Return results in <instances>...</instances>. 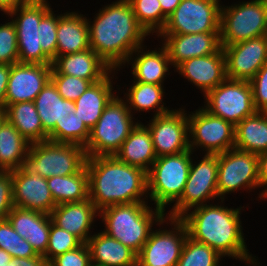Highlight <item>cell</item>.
<instances>
[{"instance_id": "obj_20", "label": "cell", "mask_w": 267, "mask_h": 266, "mask_svg": "<svg viewBox=\"0 0 267 266\" xmlns=\"http://www.w3.org/2000/svg\"><path fill=\"white\" fill-rule=\"evenodd\" d=\"M156 38L165 47L174 69L186 60L211 55L222 48L220 32L158 34Z\"/></svg>"}, {"instance_id": "obj_32", "label": "cell", "mask_w": 267, "mask_h": 266, "mask_svg": "<svg viewBox=\"0 0 267 266\" xmlns=\"http://www.w3.org/2000/svg\"><path fill=\"white\" fill-rule=\"evenodd\" d=\"M234 148L257 155L267 152V112L256 111L235 126Z\"/></svg>"}, {"instance_id": "obj_40", "label": "cell", "mask_w": 267, "mask_h": 266, "mask_svg": "<svg viewBox=\"0 0 267 266\" xmlns=\"http://www.w3.org/2000/svg\"><path fill=\"white\" fill-rule=\"evenodd\" d=\"M83 242L74 234L59 228L50 216V232L46 253L43 255L49 263L53 258L81 246Z\"/></svg>"}, {"instance_id": "obj_14", "label": "cell", "mask_w": 267, "mask_h": 266, "mask_svg": "<svg viewBox=\"0 0 267 266\" xmlns=\"http://www.w3.org/2000/svg\"><path fill=\"white\" fill-rule=\"evenodd\" d=\"M202 106L210 114L236 126L244 118L253 115L252 88L249 81L226 78L204 96Z\"/></svg>"}, {"instance_id": "obj_24", "label": "cell", "mask_w": 267, "mask_h": 266, "mask_svg": "<svg viewBox=\"0 0 267 266\" xmlns=\"http://www.w3.org/2000/svg\"><path fill=\"white\" fill-rule=\"evenodd\" d=\"M119 72L111 70L102 80L92 83L88 89L74 101V113L91 130L101 117L106 105L119 93L113 84H117ZM115 76V77H114ZM115 79V80H114ZM114 80V82H113ZM118 91V92H117Z\"/></svg>"}, {"instance_id": "obj_11", "label": "cell", "mask_w": 267, "mask_h": 266, "mask_svg": "<svg viewBox=\"0 0 267 266\" xmlns=\"http://www.w3.org/2000/svg\"><path fill=\"white\" fill-rule=\"evenodd\" d=\"M189 148L208 154H219L234 148L235 126L206 111L202 106L188 111Z\"/></svg>"}, {"instance_id": "obj_27", "label": "cell", "mask_w": 267, "mask_h": 266, "mask_svg": "<svg viewBox=\"0 0 267 266\" xmlns=\"http://www.w3.org/2000/svg\"><path fill=\"white\" fill-rule=\"evenodd\" d=\"M89 48V27L85 14L77 10L58 14L56 57Z\"/></svg>"}, {"instance_id": "obj_47", "label": "cell", "mask_w": 267, "mask_h": 266, "mask_svg": "<svg viewBox=\"0 0 267 266\" xmlns=\"http://www.w3.org/2000/svg\"><path fill=\"white\" fill-rule=\"evenodd\" d=\"M258 157V181L260 191L256 200H267V152L257 155ZM259 198V199H258Z\"/></svg>"}, {"instance_id": "obj_44", "label": "cell", "mask_w": 267, "mask_h": 266, "mask_svg": "<svg viewBox=\"0 0 267 266\" xmlns=\"http://www.w3.org/2000/svg\"><path fill=\"white\" fill-rule=\"evenodd\" d=\"M48 266H92L87 243L53 258Z\"/></svg>"}, {"instance_id": "obj_4", "label": "cell", "mask_w": 267, "mask_h": 266, "mask_svg": "<svg viewBox=\"0 0 267 266\" xmlns=\"http://www.w3.org/2000/svg\"><path fill=\"white\" fill-rule=\"evenodd\" d=\"M150 205L148 202H134L100 210L99 218L104 224L101 231L138 254L154 226L166 217L163 210Z\"/></svg>"}, {"instance_id": "obj_54", "label": "cell", "mask_w": 267, "mask_h": 266, "mask_svg": "<svg viewBox=\"0 0 267 266\" xmlns=\"http://www.w3.org/2000/svg\"><path fill=\"white\" fill-rule=\"evenodd\" d=\"M3 266H18L17 262L15 259H12L8 265H3Z\"/></svg>"}, {"instance_id": "obj_12", "label": "cell", "mask_w": 267, "mask_h": 266, "mask_svg": "<svg viewBox=\"0 0 267 266\" xmlns=\"http://www.w3.org/2000/svg\"><path fill=\"white\" fill-rule=\"evenodd\" d=\"M156 227L137 254V266H176L188 236L185 224L166 216Z\"/></svg>"}, {"instance_id": "obj_1", "label": "cell", "mask_w": 267, "mask_h": 266, "mask_svg": "<svg viewBox=\"0 0 267 266\" xmlns=\"http://www.w3.org/2000/svg\"><path fill=\"white\" fill-rule=\"evenodd\" d=\"M214 203L195 207L179 218L186 226L188 237L207 244L225 259L229 257L246 266H262L245 242L241 214L247 206L229 208L223 199Z\"/></svg>"}, {"instance_id": "obj_34", "label": "cell", "mask_w": 267, "mask_h": 266, "mask_svg": "<svg viewBox=\"0 0 267 266\" xmlns=\"http://www.w3.org/2000/svg\"><path fill=\"white\" fill-rule=\"evenodd\" d=\"M30 143L7 120L0 126V171H13L24 166Z\"/></svg>"}, {"instance_id": "obj_35", "label": "cell", "mask_w": 267, "mask_h": 266, "mask_svg": "<svg viewBox=\"0 0 267 266\" xmlns=\"http://www.w3.org/2000/svg\"><path fill=\"white\" fill-rule=\"evenodd\" d=\"M47 183L56 205L81 202L89 198L86 166L73 175L49 177Z\"/></svg>"}, {"instance_id": "obj_22", "label": "cell", "mask_w": 267, "mask_h": 266, "mask_svg": "<svg viewBox=\"0 0 267 266\" xmlns=\"http://www.w3.org/2000/svg\"><path fill=\"white\" fill-rule=\"evenodd\" d=\"M159 46L152 50L147 48V45L138 47L130 54L125 65L116 70L121 72L125 66H131L129 72L133 76V81L164 85L173 67L165 47L161 43Z\"/></svg>"}, {"instance_id": "obj_55", "label": "cell", "mask_w": 267, "mask_h": 266, "mask_svg": "<svg viewBox=\"0 0 267 266\" xmlns=\"http://www.w3.org/2000/svg\"><path fill=\"white\" fill-rule=\"evenodd\" d=\"M0 11L3 13L2 16H3V15H4V16L6 15V11H5L1 6H0Z\"/></svg>"}, {"instance_id": "obj_52", "label": "cell", "mask_w": 267, "mask_h": 266, "mask_svg": "<svg viewBox=\"0 0 267 266\" xmlns=\"http://www.w3.org/2000/svg\"><path fill=\"white\" fill-rule=\"evenodd\" d=\"M12 259L13 258L9 253L0 248V266L8 265Z\"/></svg>"}, {"instance_id": "obj_7", "label": "cell", "mask_w": 267, "mask_h": 266, "mask_svg": "<svg viewBox=\"0 0 267 266\" xmlns=\"http://www.w3.org/2000/svg\"><path fill=\"white\" fill-rule=\"evenodd\" d=\"M86 161L83 146L47 140L30 144L24 167L30 173L49 178L76 174L86 166Z\"/></svg>"}, {"instance_id": "obj_50", "label": "cell", "mask_w": 267, "mask_h": 266, "mask_svg": "<svg viewBox=\"0 0 267 266\" xmlns=\"http://www.w3.org/2000/svg\"><path fill=\"white\" fill-rule=\"evenodd\" d=\"M159 2L161 5L162 14L168 18L169 15H171L180 4L181 0H159Z\"/></svg>"}, {"instance_id": "obj_9", "label": "cell", "mask_w": 267, "mask_h": 266, "mask_svg": "<svg viewBox=\"0 0 267 266\" xmlns=\"http://www.w3.org/2000/svg\"><path fill=\"white\" fill-rule=\"evenodd\" d=\"M194 154L182 196L166 211L167 217L180 218L195 207L221 200L217 192L218 154L203 153L200 160Z\"/></svg>"}, {"instance_id": "obj_19", "label": "cell", "mask_w": 267, "mask_h": 266, "mask_svg": "<svg viewBox=\"0 0 267 266\" xmlns=\"http://www.w3.org/2000/svg\"><path fill=\"white\" fill-rule=\"evenodd\" d=\"M12 192L15 207L51 214L57 206L47 178L30 173L24 166L12 171Z\"/></svg>"}, {"instance_id": "obj_10", "label": "cell", "mask_w": 267, "mask_h": 266, "mask_svg": "<svg viewBox=\"0 0 267 266\" xmlns=\"http://www.w3.org/2000/svg\"><path fill=\"white\" fill-rule=\"evenodd\" d=\"M51 7L48 0H28L6 12V18H11L16 27L19 63L52 64L42 50L38 29Z\"/></svg>"}, {"instance_id": "obj_13", "label": "cell", "mask_w": 267, "mask_h": 266, "mask_svg": "<svg viewBox=\"0 0 267 266\" xmlns=\"http://www.w3.org/2000/svg\"><path fill=\"white\" fill-rule=\"evenodd\" d=\"M259 188L257 154L235 148L218 154L217 192L220 199L228 200L226 195L240 190L250 193Z\"/></svg>"}, {"instance_id": "obj_26", "label": "cell", "mask_w": 267, "mask_h": 266, "mask_svg": "<svg viewBox=\"0 0 267 266\" xmlns=\"http://www.w3.org/2000/svg\"><path fill=\"white\" fill-rule=\"evenodd\" d=\"M6 219L12 228L31 244L37 254L46 253L50 232L49 214L14 206Z\"/></svg>"}, {"instance_id": "obj_23", "label": "cell", "mask_w": 267, "mask_h": 266, "mask_svg": "<svg viewBox=\"0 0 267 266\" xmlns=\"http://www.w3.org/2000/svg\"><path fill=\"white\" fill-rule=\"evenodd\" d=\"M50 216L52 222L59 228L74 234L83 243H87L90 236L94 234L93 227L97 222L96 218L99 217V211L88 198L81 202L57 205Z\"/></svg>"}, {"instance_id": "obj_18", "label": "cell", "mask_w": 267, "mask_h": 266, "mask_svg": "<svg viewBox=\"0 0 267 266\" xmlns=\"http://www.w3.org/2000/svg\"><path fill=\"white\" fill-rule=\"evenodd\" d=\"M52 64L16 63L11 65L5 107L18 102H34L51 80Z\"/></svg>"}, {"instance_id": "obj_43", "label": "cell", "mask_w": 267, "mask_h": 266, "mask_svg": "<svg viewBox=\"0 0 267 266\" xmlns=\"http://www.w3.org/2000/svg\"><path fill=\"white\" fill-rule=\"evenodd\" d=\"M51 80L61 97L71 101L78 99L92 84L89 80L64 74H51Z\"/></svg>"}, {"instance_id": "obj_31", "label": "cell", "mask_w": 267, "mask_h": 266, "mask_svg": "<svg viewBox=\"0 0 267 266\" xmlns=\"http://www.w3.org/2000/svg\"><path fill=\"white\" fill-rule=\"evenodd\" d=\"M34 103L47 134L55 128L56 123H61L75 109L74 101L62 98L52 80L43 87Z\"/></svg>"}, {"instance_id": "obj_17", "label": "cell", "mask_w": 267, "mask_h": 266, "mask_svg": "<svg viewBox=\"0 0 267 266\" xmlns=\"http://www.w3.org/2000/svg\"><path fill=\"white\" fill-rule=\"evenodd\" d=\"M222 48L228 79L250 81L267 63V35Z\"/></svg>"}, {"instance_id": "obj_45", "label": "cell", "mask_w": 267, "mask_h": 266, "mask_svg": "<svg viewBox=\"0 0 267 266\" xmlns=\"http://www.w3.org/2000/svg\"><path fill=\"white\" fill-rule=\"evenodd\" d=\"M256 111L267 112V63L249 81Z\"/></svg>"}, {"instance_id": "obj_33", "label": "cell", "mask_w": 267, "mask_h": 266, "mask_svg": "<svg viewBox=\"0 0 267 266\" xmlns=\"http://www.w3.org/2000/svg\"><path fill=\"white\" fill-rule=\"evenodd\" d=\"M5 111L6 119L30 144L48 140L34 102L9 104Z\"/></svg>"}, {"instance_id": "obj_2", "label": "cell", "mask_w": 267, "mask_h": 266, "mask_svg": "<svg viewBox=\"0 0 267 266\" xmlns=\"http://www.w3.org/2000/svg\"><path fill=\"white\" fill-rule=\"evenodd\" d=\"M86 20L90 48L113 70L122 68L130 54L151 36L139 24L128 0L103 5L93 20L88 15Z\"/></svg>"}, {"instance_id": "obj_25", "label": "cell", "mask_w": 267, "mask_h": 266, "mask_svg": "<svg viewBox=\"0 0 267 266\" xmlns=\"http://www.w3.org/2000/svg\"><path fill=\"white\" fill-rule=\"evenodd\" d=\"M112 68L91 48L76 53L57 56L52 60L51 74H64L89 80H102Z\"/></svg>"}, {"instance_id": "obj_21", "label": "cell", "mask_w": 267, "mask_h": 266, "mask_svg": "<svg viewBox=\"0 0 267 266\" xmlns=\"http://www.w3.org/2000/svg\"><path fill=\"white\" fill-rule=\"evenodd\" d=\"M173 71L200 90L204 97L227 78L224 50L186 60Z\"/></svg>"}, {"instance_id": "obj_5", "label": "cell", "mask_w": 267, "mask_h": 266, "mask_svg": "<svg viewBox=\"0 0 267 266\" xmlns=\"http://www.w3.org/2000/svg\"><path fill=\"white\" fill-rule=\"evenodd\" d=\"M118 94L106 105L98 122L90 130L84 147L87 157L114 156L140 121L130 112L120 92Z\"/></svg>"}, {"instance_id": "obj_53", "label": "cell", "mask_w": 267, "mask_h": 266, "mask_svg": "<svg viewBox=\"0 0 267 266\" xmlns=\"http://www.w3.org/2000/svg\"><path fill=\"white\" fill-rule=\"evenodd\" d=\"M6 119V111L5 108H0V126Z\"/></svg>"}, {"instance_id": "obj_6", "label": "cell", "mask_w": 267, "mask_h": 266, "mask_svg": "<svg viewBox=\"0 0 267 266\" xmlns=\"http://www.w3.org/2000/svg\"><path fill=\"white\" fill-rule=\"evenodd\" d=\"M193 152L157 157L147 171L149 203L166 213L182 196L188 179ZM173 203V204H172Z\"/></svg>"}, {"instance_id": "obj_30", "label": "cell", "mask_w": 267, "mask_h": 266, "mask_svg": "<svg viewBox=\"0 0 267 266\" xmlns=\"http://www.w3.org/2000/svg\"><path fill=\"white\" fill-rule=\"evenodd\" d=\"M114 156L147 172L157 158L148 127L139 121Z\"/></svg>"}, {"instance_id": "obj_15", "label": "cell", "mask_w": 267, "mask_h": 266, "mask_svg": "<svg viewBox=\"0 0 267 266\" xmlns=\"http://www.w3.org/2000/svg\"><path fill=\"white\" fill-rule=\"evenodd\" d=\"M221 0H181L159 34L220 32Z\"/></svg>"}, {"instance_id": "obj_51", "label": "cell", "mask_w": 267, "mask_h": 266, "mask_svg": "<svg viewBox=\"0 0 267 266\" xmlns=\"http://www.w3.org/2000/svg\"><path fill=\"white\" fill-rule=\"evenodd\" d=\"M28 0H0V6L7 12L15 8L17 5L22 4Z\"/></svg>"}, {"instance_id": "obj_49", "label": "cell", "mask_w": 267, "mask_h": 266, "mask_svg": "<svg viewBox=\"0 0 267 266\" xmlns=\"http://www.w3.org/2000/svg\"><path fill=\"white\" fill-rule=\"evenodd\" d=\"M18 266H48V262L43 255H37L33 258H17L15 259Z\"/></svg>"}, {"instance_id": "obj_38", "label": "cell", "mask_w": 267, "mask_h": 266, "mask_svg": "<svg viewBox=\"0 0 267 266\" xmlns=\"http://www.w3.org/2000/svg\"><path fill=\"white\" fill-rule=\"evenodd\" d=\"M222 260L212 247L187 236L176 266H221Z\"/></svg>"}, {"instance_id": "obj_3", "label": "cell", "mask_w": 267, "mask_h": 266, "mask_svg": "<svg viewBox=\"0 0 267 266\" xmlns=\"http://www.w3.org/2000/svg\"><path fill=\"white\" fill-rule=\"evenodd\" d=\"M89 199L100 211L106 207L149 202L147 172L115 156L87 157Z\"/></svg>"}, {"instance_id": "obj_8", "label": "cell", "mask_w": 267, "mask_h": 266, "mask_svg": "<svg viewBox=\"0 0 267 266\" xmlns=\"http://www.w3.org/2000/svg\"><path fill=\"white\" fill-rule=\"evenodd\" d=\"M221 5V46L267 35V0H248Z\"/></svg>"}, {"instance_id": "obj_41", "label": "cell", "mask_w": 267, "mask_h": 266, "mask_svg": "<svg viewBox=\"0 0 267 266\" xmlns=\"http://www.w3.org/2000/svg\"><path fill=\"white\" fill-rule=\"evenodd\" d=\"M7 19L10 22L0 23V64L12 65L19 63L17 31L11 18Z\"/></svg>"}, {"instance_id": "obj_16", "label": "cell", "mask_w": 267, "mask_h": 266, "mask_svg": "<svg viewBox=\"0 0 267 266\" xmlns=\"http://www.w3.org/2000/svg\"><path fill=\"white\" fill-rule=\"evenodd\" d=\"M179 107L169 113L154 116L144 123L152 136L157 157L176 155L189 148L187 109Z\"/></svg>"}, {"instance_id": "obj_39", "label": "cell", "mask_w": 267, "mask_h": 266, "mask_svg": "<svg viewBox=\"0 0 267 266\" xmlns=\"http://www.w3.org/2000/svg\"><path fill=\"white\" fill-rule=\"evenodd\" d=\"M0 248L9 253L13 259L33 258L38 255L31 244L12 228L7 219L0 221Z\"/></svg>"}, {"instance_id": "obj_46", "label": "cell", "mask_w": 267, "mask_h": 266, "mask_svg": "<svg viewBox=\"0 0 267 266\" xmlns=\"http://www.w3.org/2000/svg\"><path fill=\"white\" fill-rule=\"evenodd\" d=\"M13 207L12 171H0V221L7 218Z\"/></svg>"}, {"instance_id": "obj_29", "label": "cell", "mask_w": 267, "mask_h": 266, "mask_svg": "<svg viewBox=\"0 0 267 266\" xmlns=\"http://www.w3.org/2000/svg\"><path fill=\"white\" fill-rule=\"evenodd\" d=\"M92 266H137V254L103 231L88 239Z\"/></svg>"}, {"instance_id": "obj_28", "label": "cell", "mask_w": 267, "mask_h": 266, "mask_svg": "<svg viewBox=\"0 0 267 266\" xmlns=\"http://www.w3.org/2000/svg\"><path fill=\"white\" fill-rule=\"evenodd\" d=\"M131 83V84H130ZM128 85L129 88L126 87L125 90H122L120 85H118V90L123 93V98L128 104V108L130 112L134 115L135 113H144L148 112L152 113V117L163 115L166 113H169L173 110V108H170L166 106V103H164V99H166V92L164 88H166L164 85H156V84H150V83H142L137 81H131ZM165 97V98H164Z\"/></svg>"}, {"instance_id": "obj_48", "label": "cell", "mask_w": 267, "mask_h": 266, "mask_svg": "<svg viewBox=\"0 0 267 266\" xmlns=\"http://www.w3.org/2000/svg\"><path fill=\"white\" fill-rule=\"evenodd\" d=\"M11 65L0 64V108H5L7 83L9 80Z\"/></svg>"}, {"instance_id": "obj_37", "label": "cell", "mask_w": 267, "mask_h": 266, "mask_svg": "<svg viewBox=\"0 0 267 266\" xmlns=\"http://www.w3.org/2000/svg\"><path fill=\"white\" fill-rule=\"evenodd\" d=\"M139 24L150 35L157 36L164 28L167 18L162 14L159 0H128ZM155 33V34H154Z\"/></svg>"}, {"instance_id": "obj_36", "label": "cell", "mask_w": 267, "mask_h": 266, "mask_svg": "<svg viewBox=\"0 0 267 266\" xmlns=\"http://www.w3.org/2000/svg\"><path fill=\"white\" fill-rule=\"evenodd\" d=\"M90 137V130L74 111L66 115L61 123L48 134V140L56 143H71L85 147Z\"/></svg>"}, {"instance_id": "obj_42", "label": "cell", "mask_w": 267, "mask_h": 266, "mask_svg": "<svg viewBox=\"0 0 267 266\" xmlns=\"http://www.w3.org/2000/svg\"><path fill=\"white\" fill-rule=\"evenodd\" d=\"M58 12L53 8L41 19L38 29H40V43L43 52L53 60L56 57L57 49V25Z\"/></svg>"}]
</instances>
